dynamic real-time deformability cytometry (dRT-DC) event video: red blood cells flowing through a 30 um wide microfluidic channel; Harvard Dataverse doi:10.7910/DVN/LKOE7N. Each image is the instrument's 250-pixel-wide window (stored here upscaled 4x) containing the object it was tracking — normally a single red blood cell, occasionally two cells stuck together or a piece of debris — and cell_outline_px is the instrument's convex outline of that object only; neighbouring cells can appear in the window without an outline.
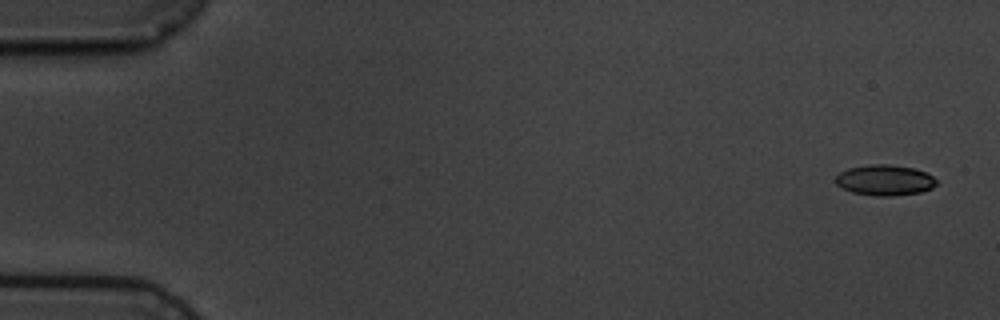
{"species": "common noctule bat (a hibernating species)", "species_latin": "Nyctalus noctula", "temperature_condition": "cold", "stored_images_in_passage": 11, "camera_frame_rate_fps": 3000, "um_per_image_px": 0.085, "animal": {"sex": "male", "body_mass_g": 19.5, "forearm_length_mm": 54.6}, "frame": {"image": 1, "passage_image": 1, "time_ms": 0.0, "image_size_px": [1000, 320], "cell_outline_px": [[936, 184], [932, 188], [920, 192], [892, 196], [876, 196], [852, 192], [836, 184], [836, 176], [840, 172], [848, 168], [868, 164], [888, 164], [912, 168], [924, 172], [932, 176], [936, 180]], "centroid_in_image_um": [75.19, 15.31], "position_along_channel_um": 9.8, "area_um2": 17.86}}
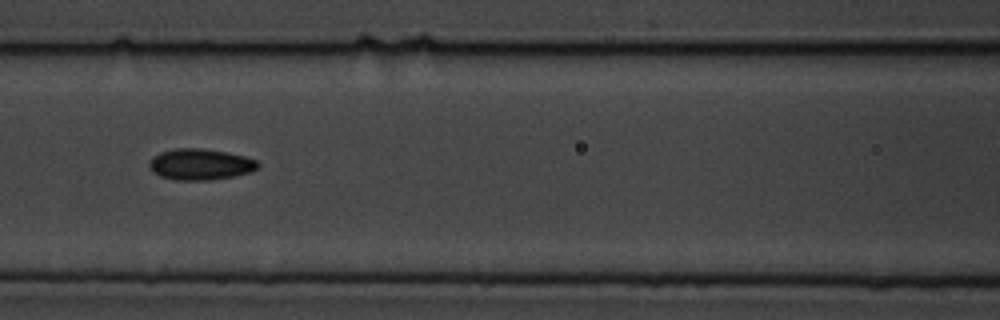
{"frame": {"image": 2, "passage_image": 7, "time_ms": 7.667, "image_size_px": [1000, 320], "cell_outline_px": [[260, 164], [252, 172], [236, 176], [212, 180], [176, 180], [160, 176], [152, 172], [148, 164], [152, 156], [160, 152], [176, 148], [200, 148], [224, 152], [244, 156], [256, 160]], "centroid_in_image_um": [17.01, 13.98], "position_along_channel_um": 149.6, "area_um2": 19.83}}
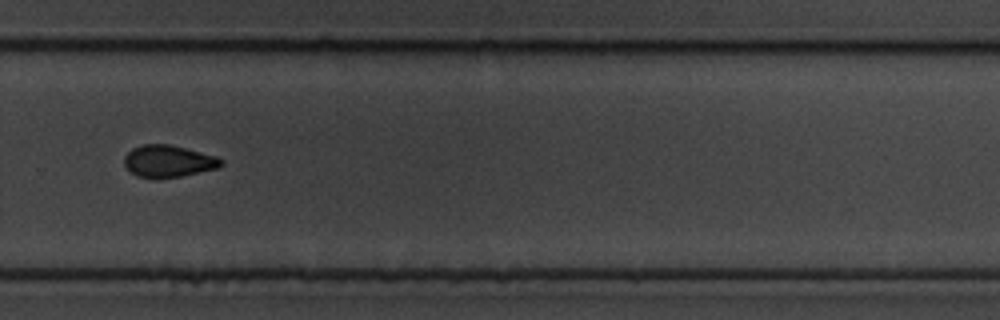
{"frame": {"image": 3, "passage_image": 11, "time_ms": 12.333, "image_size_px": [1000, 320], "cell_outline_px": [[224, 164], [220, 168], [180, 176], [156, 180], [152, 180], [136, 176], [124, 164], [124, 156], [132, 148], [144, 144], [168, 144], [216, 156], [224, 160]], "centroid_in_image_um": [14.31, 13.73], "position_along_channel_um": 315.5, "area_um2": 18.32}}